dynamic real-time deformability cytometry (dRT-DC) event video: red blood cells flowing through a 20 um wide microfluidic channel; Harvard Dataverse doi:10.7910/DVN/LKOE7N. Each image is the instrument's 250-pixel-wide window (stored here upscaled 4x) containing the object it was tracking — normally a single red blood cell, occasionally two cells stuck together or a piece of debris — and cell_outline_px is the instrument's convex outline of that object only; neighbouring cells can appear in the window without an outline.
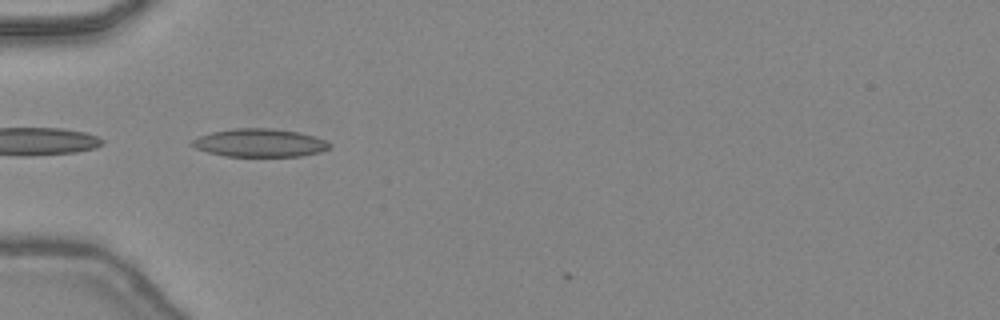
{"species": "common noctule bat (a hibernating species)", "species_latin": "Nyctalus noctula", "temperature_condition": "warm", "stored_images_in_passage": 5, "camera_frame_rate_fps": 3000, "um_per_image_px": 0.085, "animal": {"sex": "female", "body_mass_g": 24.6, "forearm_length_mm": 56.2}, "frame": {"image": 1, "passage_image": 2, "time_ms": 0.333, "image_size_px": [1000, 320], "cell_outline_px": [[332, 148], [320, 152], [300, 156], [224, 156], [208, 152], [196, 148], [188, 144], [192, 140], [200, 136], [212, 132], [232, 128], [272, 128], [296, 132], [316, 136], [332, 144]], "centroid_in_image_um": [22.08, 12.14], "position_along_channel_um": 62.9, "area_um2": 22.6}}